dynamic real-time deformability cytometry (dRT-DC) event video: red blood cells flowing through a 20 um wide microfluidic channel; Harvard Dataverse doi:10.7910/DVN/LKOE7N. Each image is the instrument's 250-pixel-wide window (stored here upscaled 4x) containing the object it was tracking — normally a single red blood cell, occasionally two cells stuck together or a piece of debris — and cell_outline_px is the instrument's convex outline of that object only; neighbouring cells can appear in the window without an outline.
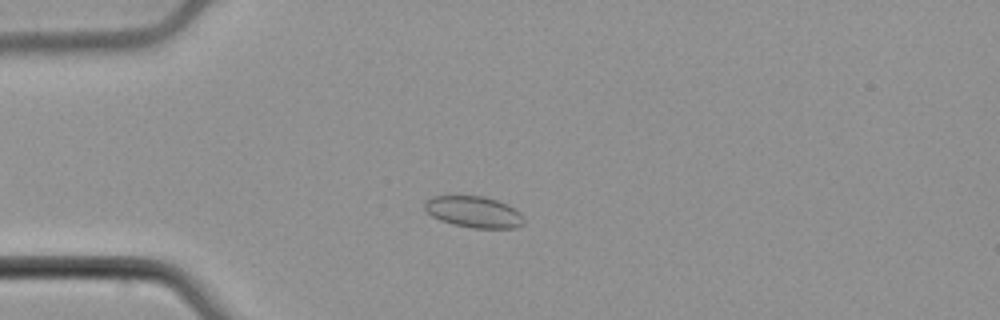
{"species": "common noctule bat (a hibernating species)", "species_latin": "Nyctalus noctula", "temperature_condition": "cold", "stored_images_in_passage": 54, "camera_frame_rate_fps": 3000, "um_per_image_px": 0.085, "animal": {"sex": "male", "body_mass_g": 21.5, "forearm_length_mm": 52.0}, "frame": {"image": 1, "passage_image": 13, "time_ms": 4.0, "image_size_px": [1000, 320], "cell_outline_px": [[524, 224], [516, 228], [472, 228], [452, 224], [440, 220], [432, 216], [424, 208], [424, 204], [432, 196], [484, 196], [508, 204], [520, 212], [524, 216]], "centroid_in_image_um": [40.31, 18.02], "position_along_channel_um": 44.7, "area_um2": 18.21}}
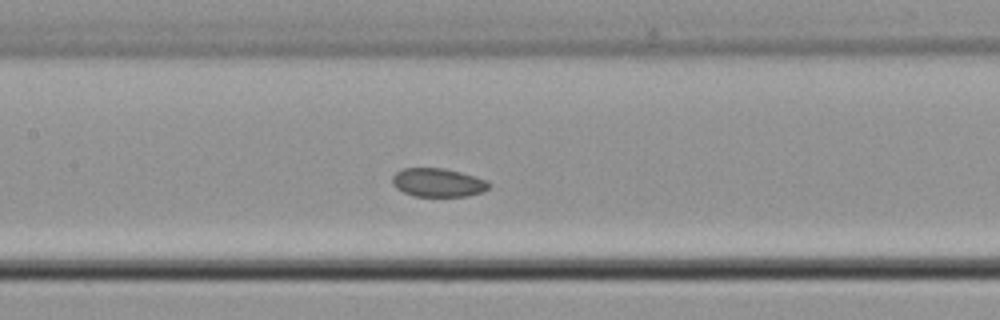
{"frame": {"image": 2, "passage_image": 25, "time_ms": 8.0, "image_size_px": [1000, 320], "cell_outline_px": [[492, 184], [488, 188], [480, 192], [468, 196], [416, 196], [404, 192], [396, 188], [392, 184], [392, 176], [396, 172], [404, 168], [444, 168], [460, 172], [488, 180]], "centroid_in_image_um": [37.23, 15.51], "position_along_channel_um": 170.2, "area_um2": 16.07}}
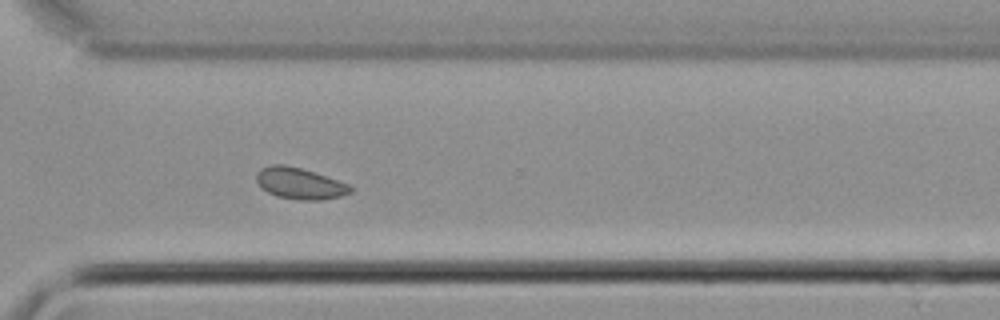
{"frame": {"image": 3, "passage_image": 39, "time_ms": 12.667, "image_size_px": [1000, 320], "cell_outline_px": [[352, 192], [340, 196], [324, 200], [300, 200], [276, 196], [260, 188], [256, 180], [256, 172], [260, 168], [272, 164], [284, 164], [300, 168], [352, 184]], "centroid_in_image_um": [25.48, 15.59], "position_along_channel_um": 345.1, "area_um2": 17.4}, "authors_computed_cell_mechanics": {"area_um2": 17.34, "velocity_mm_per_s": 3.7335, "shape_relaxation_time_tau1_ms": null, "shape_relaxation_time_tau2_ms": 6.9519, "deformation_change_tau1": null, "deformation_change_tau2": 0.0643}}